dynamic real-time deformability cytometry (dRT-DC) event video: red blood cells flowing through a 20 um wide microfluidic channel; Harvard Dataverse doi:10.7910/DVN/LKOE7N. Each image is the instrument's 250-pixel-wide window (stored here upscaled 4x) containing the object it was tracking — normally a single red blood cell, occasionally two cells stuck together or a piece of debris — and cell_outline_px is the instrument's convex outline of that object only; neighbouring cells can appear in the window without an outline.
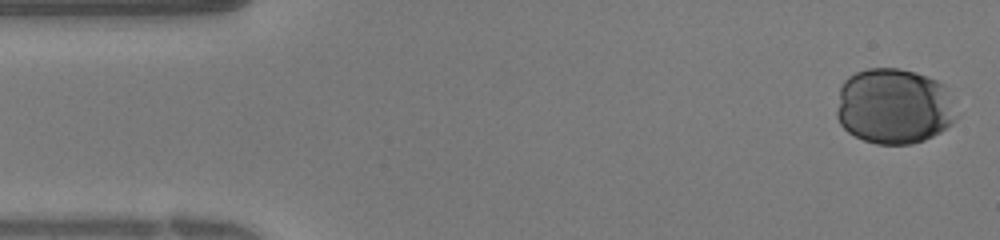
{"species": "human", "species_latin": "Homo sapiens", "temperature_condition": "warm", "stored_images_in_passage": 31, "camera_frame_rate_fps": 3000, "um_per_image_px": 0.085, "donor": {"sex": "female"}, "frame": {"image": 1, "passage_image": 1, "time_ms": 0.0, "image_size_px": [1000, 240], "cell_outline_px": [[956, 116], [952, 124], [940, 132], [924, 140], [912, 144], [876, 144], [864, 140], [848, 132], [840, 124], [836, 116], [836, 112], [840, 88], [844, 80], [848, 76], [856, 72], [868, 68], [900, 68], [916, 72], [928, 76], [944, 84]], "centroid_in_image_um": [75.95, 9.03], "position_along_channel_um": 9.0, "area_um2": 52.89}}
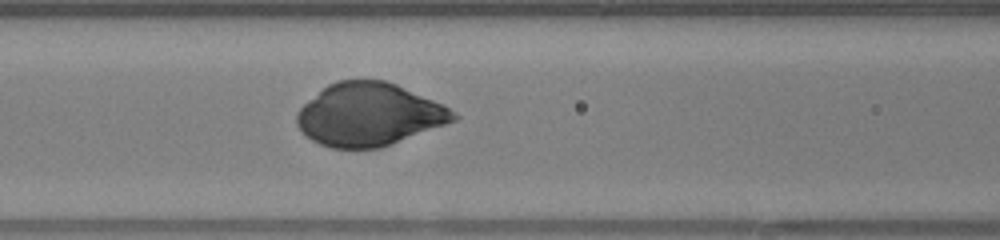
{"frame": {"image": 2, "passage_image": 15, "time_ms": 4.667, "image_size_px": [1000, 240], "cell_outline_px": [[460, 116], [456, 120], [380, 148], [332, 148], [320, 144], [304, 136], [300, 132], [296, 124], [296, 112], [308, 100], [328, 84], [336, 80], [384, 80], [396, 84], [432, 100], [448, 108]], "centroid_in_image_um": [31.31, 9.74], "position_along_channel_um": 135.3, "area_um2": 56.99}}
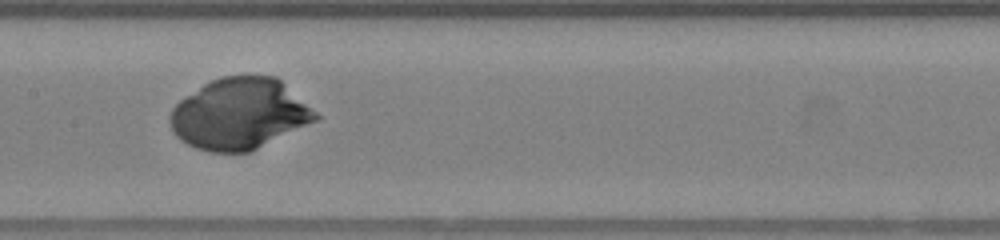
{"frame": {"image": 3, "passage_image": 18, "time_ms": 5.667, "image_size_px": [1000, 240], "cell_outline_px": [[320, 116], [316, 120], [248, 152], [212, 152], [196, 148], [180, 140], [176, 136], [168, 120], [172, 108], [180, 100], [204, 84], [220, 76], [276, 76], [316, 112]], "centroid_in_image_um": [20.31, 9.68], "position_along_channel_um": 187.1, "area_um2": 59.42}}